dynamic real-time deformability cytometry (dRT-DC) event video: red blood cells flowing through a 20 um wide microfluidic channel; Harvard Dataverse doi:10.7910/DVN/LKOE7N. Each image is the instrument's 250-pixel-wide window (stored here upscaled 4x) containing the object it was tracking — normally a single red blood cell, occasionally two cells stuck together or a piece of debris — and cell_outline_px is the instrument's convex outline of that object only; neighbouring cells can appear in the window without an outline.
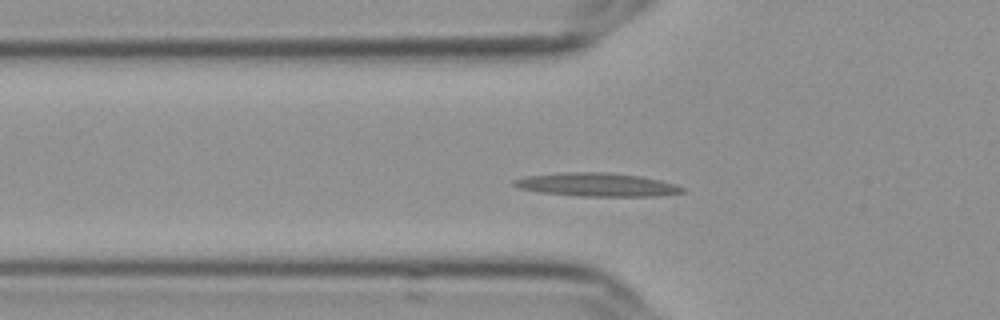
{"species": "Egyptian fruit bat (a non-hibernating species)", "species_latin": "Rousettus aegyptiacus", "temperature_condition": "cold", "stored_images_in_passage": 42, "segment_of_instrument_passage": [1, 2], "camera_frame_rate_fps": 3000, "um_per_image_px": 0.085, "frame": {"image": 1, "passage_image": 4, "time_ms": 1.0, "image_size_px": [1000, 320], "cell_outline_px": [[684, 192], [656, 196], [580, 196], [540, 192], [520, 188], [512, 184], [512, 180], [524, 176], [560, 172], [608, 172], [640, 176], [660, 180], [676, 184], [684, 188]], "centroid_in_image_um": [50.71, 15.69], "position_along_channel_um": 75.1, "area_um2": 23.06}}
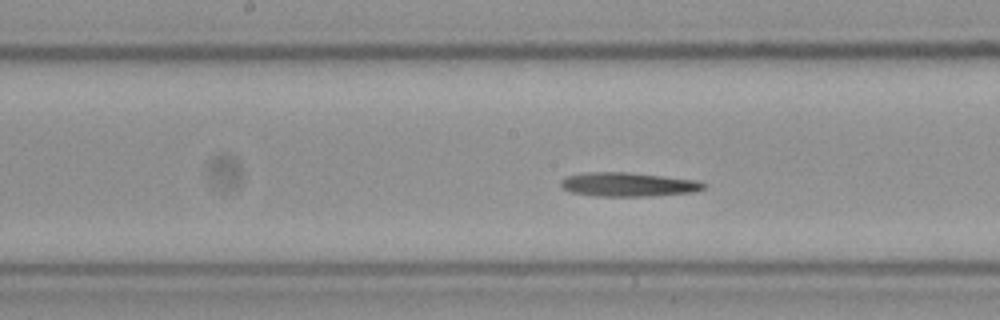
{"frame": {"image": 2, "passage_image": 14, "time_ms": 4.333, "image_size_px": [1000, 320], "cell_outline_px": [[708, 184], [704, 188], [692, 192], [652, 196], [596, 196], [572, 192], [564, 188], [560, 184], [560, 180], [568, 176], [588, 172], [628, 172], [700, 180]], "centroid_in_image_um": [53.45, 15.67], "position_along_channel_um": 194.8, "area_um2": 20.0}}
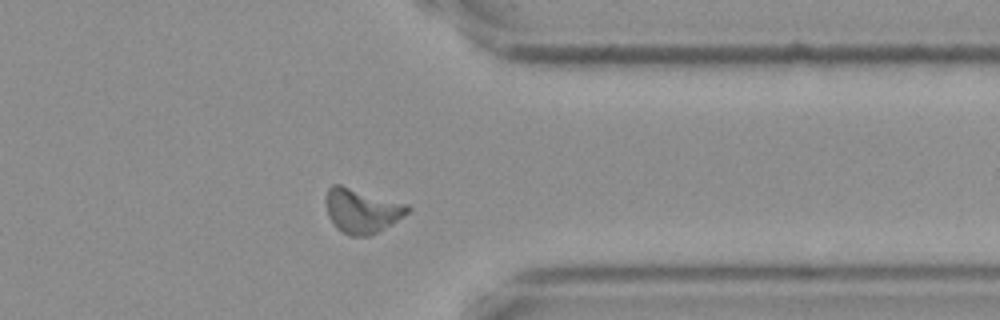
{"frame": {"image": 3, "passage_image": 30, "time_ms": 9.667, "image_size_px": [1000, 320], "cell_outline_px": [[412, 208], [404, 216], [392, 224], [368, 236], [348, 236], [336, 228], [328, 216], [324, 200], [328, 188], [332, 184], [340, 184], [408, 204]], "centroid_in_image_um": [30.73, 17.9], "position_along_channel_um": 380.7, "area_um2": 21.39}}